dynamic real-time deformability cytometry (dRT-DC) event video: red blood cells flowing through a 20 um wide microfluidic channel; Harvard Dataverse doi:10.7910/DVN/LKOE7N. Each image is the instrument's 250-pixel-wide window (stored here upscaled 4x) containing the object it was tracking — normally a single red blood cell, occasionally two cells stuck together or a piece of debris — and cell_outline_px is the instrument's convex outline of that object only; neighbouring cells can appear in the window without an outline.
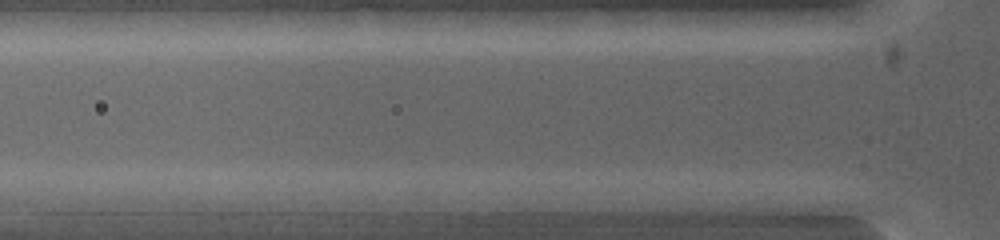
{"species": "common noctule bat (a hibernating species)", "species_latin": "Nyctalus noctula", "temperature_condition": "warm", "stored_images_in_passage": 5, "segment_of_instrument_passage": [2, 2], "camera_frame_rate_fps": 5000, "um_per_image_px": 0.085, "animal": {"sex": "female", "body_mass_g": 19.0, "forearm_length_mm": 53.3}, "frame": {"image": 1, "passage_image": 5, "time_ms": 2.4, "image_size_px": [1000, 240], "cell_outline_px": [[788, 200], [784, 216], [772, 216], [620, 212], [620, 200], [696, 192], [772, 192]], "centroid_in_image_um": [60.36, 17.34], "position_along_channel_um": 65.4, "area_um2": 24.04}}